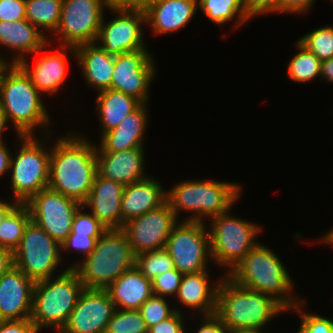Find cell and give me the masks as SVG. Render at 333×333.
<instances>
[{
	"label": "cell",
	"mask_w": 333,
	"mask_h": 333,
	"mask_svg": "<svg viewBox=\"0 0 333 333\" xmlns=\"http://www.w3.org/2000/svg\"><path fill=\"white\" fill-rule=\"evenodd\" d=\"M92 143L75 132L56 139L51 147L49 189L81 204L87 200L97 175L96 145Z\"/></svg>",
	"instance_id": "1"
},
{
	"label": "cell",
	"mask_w": 333,
	"mask_h": 333,
	"mask_svg": "<svg viewBox=\"0 0 333 333\" xmlns=\"http://www.w3.org/2000/svg\"><path fill=\"white\" fill-rule=\"evenodd\" d=\"M273 251L258 242L227 276L238 285L275 299L290 311L302 300L292 297L293 280Z\"/></svg>",
	"instance_id": "2"
},
{
	"label": "cell",
	"mask_w": 333,
	"mask_h": 333,
	"mask_svg": "<svg viewBox=\"0 0 333 333\" xmlns=\"http://www.w3.org/2000/svg\"><path fill=\"white\" fill-rule=\"evenodd\" d=\"M42 94L19 64H9L0 77V108L17 135H34L50 124ZM45 126V127H44Z\"/></svg>",
	"instance_id": "3"
},
{
	"label": "cell",
	"mask_w": 333,
	"mask_h": 333,
	"mask_svg": "<svg viewBox=\"0 0 333 333\" xmlns=\"http://www.w3.org/2000/svg\"><path fill=\"white\" fill-rule=\"evenodd\" d=\"M215 314L227 329H260L287 310L275 299L220 277Z\"/></svg>",
	"instance_id": "4"
},
{
	"label": "cell",
	"mask_w": 333,
	"mask_h": 333,
	"mask_svg": "<svg viewBox=\"0 0 333 333\" xmlns=\"http://www.w3.org/2000/svg\"><path fill=\"white\" fill-rule=\"evenodd\" d=\"M136 255L122 229H107L84 259L69 266L86 289H106L135 266Z\"/></svg>",
	"instance_id": "5"
},
{
	"label": "cell",
	"mask_w": 333,
	"mask_h": 333,
	"mask_svg": "<svg viewBox=\"0 0 333 333\" xmlns=\"http://www.w3.org/2000/svg\"><path fill=\"white\" fill-rule=\"evenodd\" d=\"M241 188L240 184L227 181H181L166 191V201L177 218L180 212L190 211L193 214L184 221L206 222V219L230 211L240 198Z\"/></svg>",
	"instance_id": "6"
},
{
	"label": "cell",
	"mask_w": 333,
	"mask_h": 333,
	"mask_svg": "<svg viewBox=\"0 0 333 333\" xmlns=\"http://www.w3.org/2000/svg\"><path fill=\"white\" fill-rule=\"evenodd\" d=\"M64 270L60 275L56 274V278L35 282L30 320L38 332H41L43 327H50L59 333L84 290L77 272L69 267Z\"/></svg>",
	"instance_id": "7"
},
{
	"label": "cell",
	"mask_w": 333,
	"mask_h": 333,
	"mask_svg": "<svg viewBox=\"0 0 333 333\" xmlns=\"http://www.w3.org/2000/svg\"><path fill=\"white\" fill-rule=\"evenodd\" d=\"M17 141L21 145L17 147V156L12 153L9 167L11 191L15 201L25 204L39 191L48 188L51 149L44 147L45 141L34 138V135H17Z\"/></svg>",
	"instance_id": "8"
},
{
	"label": "cell",
	"mask_w": 333,
	"mask_h": 333,
	"mask_svg": "<svg viewBox=\"0 0 333 333\" xmlns=\"http://www.w3.org/2000/svg\"><path fill=\"white\" fill-rule=\"evenodd\" d=\"M230 211L211 218V258L229 274L258 243L260 226L251 221L232 216ZM231 214V215H230Z\"/></svg>",
	"instance_id": "9"
},
{
	"label": "cell",
	"mask_w": 333,
	"mask_h": 333,
	"mask_svg": "<svg viewBox=\"0 0 333 333\" xmlns=\"http://www.w3.org/2000/svg\"><path fill=\"white\" fill-rule=\"evenodd\" d=\"M13 259L14 266L33 281L51 278L62 261L61 245L31 220Z\"/></svg>",
	"instance_id": "10"
},
{
	"label": "cell",
	"mask_w": 333,
	"mask_h": 333,
	"mask_svg": "<svg viewBox=\"0 0 333 333\" xmlns=\"http://www.w3.org/2000/svg\"><path fill=\"white\" fill-rule=\"evenodd\" d=\"M206 225L205 222L180 220L171 231L164 249L179 272L185 274L208 270L207 262L212 258Z\"/></svg>",
	"instance_id": "11"
},
{
	"label": "cell",
	"mask_w": 333,
	"mask_h": 333,
	"mask_svg": "<svg viewBox=\"0 0 333 333\" xmlns=\"http://www.w3.org/2000/svg\"><path fill=\"white\" fill-rule=\"evenodd\" d=\"M108 7L103 0H63L60 22L53 35L58 36V46L76 47L95 43Z\"/></svg>",
	"instance_id": "12"
},
{
	"label": "cell",
	"mask_w": 333,
	"mask_h": 333,
	"mask_svg": "<svg viewBox=\"0 0 333 333\" xmlns=\"http://www.w3.org/2000/svg\"><path fill=\"white\" fill-rule=\"evenodd\" d=\"M25 205L31 220L61 245L71 233L74 215L82 204L46 188L32 196Z\"/></svg>",
	"instance_id": "13"
},
{
	"label": "cell",
	"mask_w": 333,
	"mask_h": 333,
	"mask_svg": "<svg viewBox=\"0 0 333 333\" xmlns=\"http://www.w3.org/2000/svg\"><path fill=\"white\" fill-rule=\"evenodd\" d=\"M153 58L147 49L114 55L111 89L148 103L149 88L157 73Z\"/></svg>",
	"instance_id": "14"
},
{
	"label": "cell",
	"mask_w": 333,
	"mask_h": 333,
	"mask_svg": "<svg viewBox=\"0 0 333 333\" xmlns=\"http://www.w3.org/2000/svg\"><path fill=\"white\" fill-rule=\"evenodd\" d=\"M110 10L118 16L107 23L103 16L95 43L112 55L147 49L142 32V25H147L145 10L122 8H110Z\"/></svg>",
	"instance_id": "15"
},
{
	"label": "cell",
	"mask_w": 333,
	"mask_h": 333,
	"mask_svg": "<svg viewBox=\"0 0 333 333\" xmlns=\"http://www.w3.org/2000/svg\"><path fill=\"white\" fill-rule=\"evenodd\" d=\"M179 223L176 214L166 201L160 207L124 223L122 230L135 255L160 250L173 228Z\"/></svg>",
	"instance_id": "16"
},
{
	"label": "cell",
	"mask_w": 333,
	"mask_h": 333,
	"mask_svg": "<svg viewBox=\"0 0 333 333\" xmlns=\"http://www.w3.org/2000/svg\"><path fill=\"white\" fill-rule=\"evenodd\" d=\"M116 309L105 289L84 288L59 333H105Z\"/></svg>",
	"instance_id": "17"
},
{
	"label": "cell",
	"mask_w": 333,
	"mask_h": 333,
	"mask_svg": "<svg viewBox=\"0 0 333 333\" xmlns=\"http://www.w3.org/2000/svg\"><path fill=\"white\" fill-rule=\"evenodd\" d=\"M35 281L16 266L0 278V320L30 319Z\"/></svg>",
	"instance_id": "18"
},
{
	"label": "cell",
	"mask_w": 333,
	"mask_h": 333,
	"mask_svg": "<svg viewBox=\"0 0 333 333\" xmlns=\"http://www.w3.org/2000/svg\"><path fill=\"white\" fill-rule=\"evenodd\" d=\"M61 48L54 52L43 53L40 55L34 67L30 68V64L27 61V56L23 59L19 65L31 78L32 84L42 94H55L64 85L66 80L67 62H68V50L70 54L76 56L75 47L72 46H58ZM67 50V51H66ZM67 53V54H66Z\"/></svg>",
	"instance_id": "19"
},
{
	"label": "cell",
	"mask_w": 333,
	"mask_h": 333,
	"mask_svg": "<svg viewBox=\"0 0 333 333\" xmlns=\"http://www.w3.org/2000/svg\"><path fill=\"white\" fill-rule=\"evenodd\" d=\"M124 185L98 173L87 200L82 204L106 229H122L121 199Z\"/></svg>",
	"instance_id": "20"
},
{
	"label": "cell",
	"mask_w": 333,
	"mask_h": 333,
	"mask_svg": "<svg viewBox=\"0 0 333 333\" xmlns=\"http://www.w3.org/2000/svg\"><path fill=\"white\" fill-rule=\"evenodd\" d=\"M49 38L27 19L0 21V45L18 52L14 58L11 57L9 64H19L28 53L35 56L42 53L53 43Z\"/></svg>",
	"instance_id": "21"
},
{
	"label": "cell",
	"mask_w": 333,
	"mask_h": 333,
	"mask_svg": "<svg viewBox=\"0 0 333 333\" xmlns=\"http://www.w3.org/2000/svg\"><path fill=\"white\" fill-rule=\"evenodd\" d=\"M144 148H132L120 152H96L97 173L124 186L140 181L145 174Z\"/></svg>",
	"instance_id": "22"
},
{
	"label": "cell",
	"mask_w": 333,
	"mask_h": 333,
	"mask_svg": "<svg viewBox=\"0 0 333 333\" xmlns=\"http://www.w3.org/2000/svg\"><path fill=\"white\" fill-rule=\"evenodd\" d=\"M147 103H141L126 116L118 127L100 136L96 152H120L132 148H144V133L148 122Z\"/></svg>",
	"instance_id": "23"
},
{
	"label": "cell",
	"mask_w": 333,
	"mask_h": 333,
	"mask_svg": "<svg viewBox=\"0 0 333 333\" xmlns=\"http://www.w3.org/2000/svg\"><path fill=\"white\" fill-rule=\"evenodd\" d=\"M198 8V0H158L146 10V23L153 34H168L186 26Z\"/></svg>",
	"instance_id": "24"
},
{
	"label": "cell",
	"mask_w": 333,
	"mask_h": 333,
	"mask_svg": "<svg viewBox=\"0 0 333 333\" xmlns=\"http://www.w3.org/2000/svg\"><path fill=\"white\" fill-rule=\"evenodd\" d=\"M166 199V190L152 177L126 185L121 199L122 227L125 222L160 207Z\"/></svg>",
	"instance_id": "25"
},
{
	"label": "cell",
	"mask_w": 333,
	"mask_h": 333,
	"mask_svg": "<svg viewBox=\"0 0 333 333\" xmlns=\"http://www.w3.org/2000/svg\"><path fill=\"white\" fill-rule=\"evenodd\" d=\"M209 278L208 270L183 274L175 297L185 307L198 310L201 316L215 314L220 280L211 285Z\"/></svg>",
	"instance_id": "26"
},
{
	"label": "cell",
	"mask_w": 333,
	"mask_h": 333,
	"mask_svg": "<svg viewBox=\"0 0 333 333\" xmlns=\"http://www.w3.org/2000/svg\"><path fill=\"white\" fill-rule=\"evenodd\" d=\"M76 58L82 68L83 77L90 88L97 92L111 89L114 72V55L109 54L96 43L75 47Z\"/></svg>",
	"instance_id": "27"
},
{
	"label": "cell",
	"mask_w": 333,
	"mask_h": 333,
	"mask_svg": "<svg viewBox=\"0 0 333 333\" xmlns=\"http://www.w3.org/2000/svg\"><path fill=\"white\" fill-rule=\"evenodd\" d=\"M117 309L139 310L152 295V281L134 266L105 289Z\"/></svg>",
	"instance_id": "28"
},
{
	"label": "cell",
	"mask_w": 333,
	"mask_h": 333,
	"mask_svg": "<svg viewBox=\"0 0 333 333\" xmlns=\"http://www.w3.org/2000/svg\"><path fill=\"white\" fill-rule=\"evenodd\" d=\"M96 110L101 124V135L119 126L124 118L141 103L134 97L113 89L98 92Z\"/></svg>",
	"instance_id": "29"
},
{
	"label": "cell",
	"mask_w": 333,
	"mask_h": 333,
	"mask_svg": "<svg viewBox=\"0 0 333 333\" xmlns=\"http://www.w3.org/2000/svg\"><path fill=\"white\" fill-rule=\"evenodd\" d=\"M198 7L215 25L236 19L234 25L240 27L250 20L246 15L244 0H198Z\"/></svg>",
	"instance_id": "30"
},
{
	"label": "cell",
	"mask_w": 333,
	"mask_h": 333,
	"mask_svg": "<svg viewBox=\"0 0 333 333\" xmlns=\"http://www.w3.org/2000/svg\"><path fill=\"white\" fill-rule=\"evenodd\" d=\"M62 4L63 0H26V19L40 31L54 33L60 22Z\"/></svg>",
	"instance_id": "31"
},
{
	"label": "cell",
	"mask_w": 333,
	"mask_h": 333,
	"mask_svg": "<svg viewBox=\"0 0 333 333\" xmlns=\"http://www.w3.org/2000/svg\"><path fill=\"white\" fill-rule=\"evenodd\" d=\"M30 221L31 216L28 207L25 204H18L0 226V246L14 252Z\"/></svg>",
	"instance_id": "32"
},
{
	"label": "cell",
	"mask_w": 333,
	"mask_h": 333,
	"mask_svg": "<svg viewBox=\"0 0 333 333\" xmlns=\"http://www.w3.org/2000/svg\"><path fill=\"white\" fill-rule=\"evenodd\" d=\"M295 45L298 54L287 65L288 78L297 83H306L314 78H321L322 61L298 41L295 42Z\"/></svg>",
	"instance_id": "33"
},
{
	"label": "cell",
	"mask_w": 333,
	"mask_h": 333,
	"mask_svg": "<svg viewBox=\"0 0 333 333\" xmlns=\"http://www.w3.org/2000/svg\"><path fill=\"white\" fill-rule=\"evenodd\" d=\"M135 266L151 281L156 276L175 268L170 254L164 248L136 255Z\"/></svg>",
	"instance_id": "34"
},
{
	"label": "cell",
	"mask_w": 333,
	"mask_h": 333,
	"mask_svg": "<svg viewBox=\"0 0 333 333\" xmlns=\"http://www.w3.org/2000/svg\"><path fill=\"white\" fill-rule=\"evenodd\" d=\"M321 61L333 57V26L327 25L314 29L297 40Z\"/></svg>",
	"instance_id": "35"
},
{
	"label": "cell",
	"mask_w": 333,
	"mask_h": 333,
	"mask_svg": "<svg viewBox=\"0 0 333 333\" xmlns=\"http://www.w3.org/2000/svg\"><path fill=\"white\" fill-rule=\"evenodd\" d=\"M105 333H148V328L139 310L116 309Z\"/></svg>",
	"instance_id": "36"
},
{
	"label": "cell",
	"mask_w": 333,
	"mask_h": 333,
	"mask_svg": "<svg viewBox=\"0 0 333 333\" xmlns=\"http://www.w3.org/2000/svg\"><path fill=\"white\" fill-rule=\"evenodd\" d=\"M165 298L166 297L152 295L140 306L139 311L147 328L168 319L176 311L181 312V310L170 307L168 304L169 301Z\"/></svg>",
	"instance_id": "37"
},
{
	"label": "cell",
	"mask_w": 333,
	"mask_h": 333,
	"mask_svg": "<svg viewBox=\"0 0 333 333\" xmlns=\"http://www.w3.org/2000/svg\"><path fill=\"white\" fill-rule=\"evenodd\" d=\"M305 302L302 301L296 305L292 310L300 314V328L299 333H333V320L317 315V313H307L302 309ZM302 310V311H300Z\"/></svg>",
	"instance_id": "38"
},
{
	"label": "cell",
	"mask_w": 333,
	"mask_h": 333,
	"mask_svg": "<svg viewBox=\"0 0 333 333\" xmlns=\"http://www.w3.org/2000/svg\"><path fill=\"white\" fill-rule=\"evenodd\" d=\"M85 207L81 205L76 211L73 222L72 231L70 234H87L91 237H101L102 234L107 230L93 215L82 210Z\"/></svg>",
	"instance_id": "39"
},
{
	"label": "cell",
	"mask_w": 333,
	"mask_h": 333,
	"mask_svg": "<svg viewBox=\"0 0 333 333\" xmlns=\"http://www.w3.org/2000/svg\"><path fill=\"white\" fill-rule=\"evenodd\" d=\"M183 273L176 268L166 271L152 280V292L156 296H173L177 295Z\"/></svg>",
	"instance_id": "40"
},
{
	"label": "cell",
	"mask_w": 333,
	"mask_h": 333,
	"mask_svg": "<svg viewBox=\"0 0 333 333\" xmlns=\"http://www.w3.org/2000/svg\"><path fill=\"white\" fill-rule=\"evenodd\" d=\"M100 237H91L87 234H69L61 244V251H70L72 248L87 257L95 248L96 242Z\"/></svg>",
	"instance_id": "41"
},
{
	"label": "cell",
	"mask_w": 333,
	"mask_h": 333,
	"mask_svg": "<svg viewBox=\"0 0 333 333\" xmlns=\"http://www.w3.org/2000/svg\"><path fill=\"white\" fill-rule=\"evenodd\" d=\"M26 0H0V21L26 19Z\"/></svg>",
	"instance_id": "42"
},
{
	"label": "cell",
	"mask_w": 333,
	"mask_h": 333,
	"mask_svg": "<svg viewBox=\"0 0 333 333\" xmlns=\"http://www.w3.org/2000/svg\"><path fill=\"white\" fill-rule=\"evenodd\" d=\"M183 317L182 312L176 311L168 319L149 327L148 333H187Z\"/></svg>",
	"instance_id": "43"
},
{
	"label": "cell",
	"mask_w": 333,
	"mask_h": 333,
	"mask_svg": "<svg viewBox=\"0 0 333 333\" xmlns=\"http://www.w3.org/2000/svg\"><path fill=\"white\" fill-rule=\"evenodd\" d=\"M279 0H244L246 15L252 19L257 15L278 13Z\"/></svg>",
	"instance_id": "44"
},
{
	"label": "cell",
	"mask_w": 333,
	"mask_h": 333,
	"mask_svg": "<svg viewBox=\"0 0 333 333\" xmlns=\"http://www.w3.org/2000/svg\"><path fill=\"white\" fill-rule=\"evenodd\" d=\"M0 333H39L30 319L0 320Z\"/></svg>",
	"instance_id": "45"
},
{
	"label": "cell",
	"mask_w": 333,
	"mask_h": 333,
	"mask_svg": "<svg viewBox=\"0 0 333 333\" xmlns=\"http://www.w3.org/2000/svg\"><path fill=\"white\" fill-rule=\"evenodd\" d=\"M315 0H279L278 13L303 14L312 6Z\"/></svg>",
	"instance_id": "46"
},
{
	"label": "cell",
	"mask_w": 333,
	"mask_h": 333,
	"mask_svg": "<svg viewBox=\"0 0 333 333\" xmlns=\"http://www.w3.org/2000/svg\"><path fill=\"white\" fill-rule=\"evenodd\" d=\"M203 322L195 333H227L228 329L216 314L203 315Z\"/></svg>",
	"instance_id": "47"
},
{
	"label": "cell",
	"mask_w": 333,
	"mask_h": 333,
	"mask_svg": "<svg viewBox=\"0 0 333 333\" xmlns=\"http://www.w3.org/2000/svg\"><path fill=\"white\" fill-rule=\"evenodd\" d=\"M13 266V252L0 246V278Z\"/></svg>",
	"instance_id": "48"
},
{
	"label": "cell",
	"mask_w": 333,
	"mask_h": 333,
	"mask_svg": "<svg viewBox=\"0 0 333 333\" xmlns=\"http://www.w3.org/2000/svg\"><path fill=\"white\" fill-rule=\"evenodd\" d=\"M7 148L6 142L0 143V177L5 173H9V167L12 154Z\"/></svg>",
	"instance_id": "49"
},
{
	"label": "cell",
	"mask_w": 333,
	"mask_h": 333,
	"mask_svg": "<svg viewBox=\"0 0 333 333\" xmlns=\"http://www.w3.org/2000/svg\"><path fill=\"white\" fill-rule=\"evenodd\" d=\"M321 77L325 78L328 82H333V57L322 61L321 63Z\"/></svg>",
	"instance_id": "50"
},
{
	"label": "cell",
	"mask_w": 333,
	"mask_h": 333,
	"mask_svg": "<svg viewBox=\"0 0 333 333\" xmlns=\"http://www.w3.org/2000/svg\"><path fill=\"white\" fill-rule=\"evenodd\" d=\"M19 203L13 199V201L0 200V226L7 215L18 205Z\"/></svg>",
	"instance_id": "51"
},
{
	"label": "cell",
	"mask_w": 333,
	"mask_h": 333,
	"mask_svg": "<svg viewBox=\"0 0 333 333\" xmlns=\"http://www.w3.org/2000/svg\"><path fill=\"white\" fill-rule=\"evenodd\" d=\"M158 0H128V9L146 10L151 4Z\"/></svg>",
	"instance_id": "52"
},
{
	"label": "cell",
	"mask_w": 333,
	"mask_h": 333,
	"mask_svg": "<svg viewBox=\"0 0 333 333\" xmlns=\"http://www.w3.org/2000/svg\"><path fill=\"white\" fill-rule=\"evenodd\" d=\"M103 3L110 8L128 9V0H103Z\"/></svg>",
	"instance_id": "53"
},
{
	"label": "cell",
	"mask_w": 333,
	"mask_h": 333,
	"mask_svg": "<svg viewBox=\"0 0 333 333\" xmlns=\"http://www.w3.org/2000/svg\"><path fill=\"white\" fill-rule=\"evenodd\" d=\"M7 124H9L8 119L4 111L0 108V143H4V140L2 137L3 132L7 129Z\"/></svg>",
	"instance_id": "54"
},
{
	"label": "cell",
	"mask_w": 333,
	"mask_h": 333,
	"mask_svg": "<svg viewBox=\"0 0 333 333\" xmlns=\"http://www.w3.org/2000/svg\"><path fill=\"white\" fill-rule=\"evenodd\" d=\"M260 329H228L227 333H262Z\"/></svg>",
	"instance_id": "55"
},
{
	"label": "cell",
	"mask_w": 333,
	"mask_h": 333,
	"mask_svg": "<svg viewBox=\"0 0 333 333\" xmlns=\"http://www.w3.org/2000/svg\"><path fill=\"white\" fill-rule=\"evenodd\" d=\"M1 56L2 55H0V77H1V74H2L3 70L9 65L8 60L4 59Z\"/></svg>",
	"instance_id": "56"
}]
</instances>
